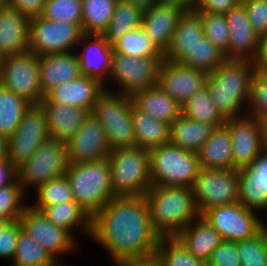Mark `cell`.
<instances>
[{
  "instance_id": "6da1fadb",
  "label": "cell",
  "mask_w": 267,
  "mask_h": 266,
  "mask_svg": "<svg viewBox=\"0 0 267 266\" xmlns=\"http://www.w3.org/2000/svg\"><path fill=\"white\" fill-rule=\"evenodd\" d=\"M90 238L106 250L112 262L154 254L161 239L144 196L110 200L92 217Z\"/></svg>"
},
{
  "instance_id": "7a4b0ae2",
  "label": "cell",
  "mask_w": 267,
  "mask_h": 266,
  "mask_svg": "<svg viewBox=\"0 0 267 266\" xmlns=\"http://www.w3.org/2000/svg\"><path fill=\"white\" fill-rule=\"evenodd\" d=\"M255 70L251 60L226 59L208 73L206 88L227 120L246 115Z\"/></svg>"
},
{
  "instance_id": "3957f363",
  "label": "cell",
  "mask_w": 267,
  "mask_h": 266,
  "mask_svg": "<svg viewBox=\"0 0 267 266\" xmlns=\"http://www.w3.org/2000/svg\"><path fill=\"white\" fill-rule=\"evenodd\" d=\"M144 198L153 228L160 237H176L200 216L192 188L152 185Z\"/></svg>"
},
{
  "instance_id": "277c9868",
  "label": "cell",
  "mask_w": 267,
  "mask_h": 266,
  "mask_svg": "<svg viewBox=\"0 0 267 266\" xmlns=\"http://www.w3.org/2000/svg\"><path fill=\"white\" fill-rule=\"evenodd\" d=\"M64 175L70 183L74 201L91 218L114 198L108 158L86 163H68Z\"/></svg>"
},
{
  "instance_id": "5b68a950",
  "label": "cell",
  "mask_w": 267,
  "mask_h": 266,
  "mask_svg": "<svg viewBox=\"0 0 267 266\" xmlns=\"http://www.w3.org/2000/svg\"><path fill=\"white\" fill-rule=\"evenodd\" d=\"M107 158L113 196H144L152 186L149 151L139 146L118 148Z\"/></svg>"
},
{
  "instance_id": "8992f818",
  "label": "cell",
  "mask_w": 267,
  "mask_h": 266,
  "mask_svg": "<svg viewBox=\"0 0 267 266\" xmlns=\"http://www.w3.org/2000/svg\"><path fill=\"white\" fill-rule=\"evenodd\" d=\"M151 184L192 188L200 168L198 155L170 142L149 151Z\"/></svg>"
},
{
  "instance_id": "52a82bcc",
  "label": "cell",
  "mask_w": 267,
  "mask_h": 266,
  "mask_svg": "<svg viewBox=\"0 0 267 266\" xmlns=\"http://www.w3.org/2000/svg\"><path fill=\"white\" fill-rule=\"evenodd\" d=\"M132 97L104 90L91 113L105 130L111 150L136 146L132 122Z\"/></svg>"
},
{
  "instance_id": "ba28073f",
  "label": "cell",
  "mask_w": 267,
  "mask_h": 266,
  "mask_svg": "<svg viewBox=\"0 0 267 266\" xmlns=\"http://www.w3.org/2000/svg\"><path fill=\"white\" fill-rule=\"evenodd\" d=\"M67 167V143L49 138L17 168L18 183L27 194L28 189L36 190L49 180L63 176Z\"/></svg>"
},
{
  "instance_id": "9c48e42d",
  "label": "cell",
  "mask_w": 267,
  "mask_h": 266,
  "mask_svg": "<svg viewBox=\"0 0 267 266\" xmlns=\"http://www.w3.org/2000/svg\"><path fill=\"white\" fill-rule=\"evenodd\" d=\"M163 60L164 57H134L114 53L110 78L104 89L131 96L139 90L155 86L158 84L159 69ZM111 82H114V87L118 85L116 91L108 87Z\"/></svg>"
},
{
  "instance_id": "30bf717a",
  "label": "cell",
  "mask_w": 267,
  "mask_h": 266,
  "mask_svg": "<svg viewBox=\"0 0 267 266\" xmlns=\"http://www.w3.org/2000/svg\"><path fill=\"white\" fill-rule=\"evenodd\" d=\"M0 85L31 105H39L42 93L38 55L30 50L0 59Z\"/></svg>"
},
{
  "instance_id": "8fae6325",
  "label": "cell",
  "mask_w": 267,
  "mask_h": 266,
  "mask_svg": "<svg viewBox=\"0 0 267 266\" xmlns=\"http://www.w3.org/2000/svg\"><path fill=\"white\" fill-rule=\"evenodd\" d=\"M82 35L76 23L49 21L42 16L31 18L29 50L38 56L75 51Z\"/></svg>"
},
{
  "instance_id": "7c38bea8",
  "label": "cell",
  "mask_w": 267,
  "mask_h": 266,
  "mask_svg": "<svg viewBox=\"0 0 267 266\" xmlns=\"http://www.w3.org/2000/svg\"><path fill=\"white\" fill-rule=\"evenodd\" d=\"M238 179V169L201 168L192 187L199 214L213 207L237 203Z\"/></svg>"
},
{
  "instance_id": "4fadbf2b",
  "label": "cell",
  "mask_w": 267,
  "mask_h": 266,
  "mask_svg": "<svg viewBox=\"0 0 267 266\" xmlns=\"http://www.w3.org/2000/svg\"><path fill=\"white\" fill-rule=\"evenodd\" d=\"M201 216L225 241L248 240L261 232L258 212L239 202L207 209Z\"/></svg>"
},
{
  "instance_id": "5bb4252c",
  "label": "cell",
  "mask_w": 267,
  "mask_h": 266,
  "mask_svg": "<svg viewBox=\"0 0 267 266\" xmlns=\"http://www.w3.org/2000/svg\"><path fill=\"white\" fill-rule=\"evenodd\" d=\"M49 138L43 107L40 104L31 105L9 138L7 159L18 168Z\"/></svg>"
},
{
  "instance_id": "9a60e30c",
  "label": "cell",
  "mask_w": 267,
  "mask_h": 266,
  "mask_svg": "<svg viewBox=\"0 0 267 266\" xmlns=\"http://www.w3.org/2000/svg\"><path fill=\"white\" fill-rule=\"evenodd\" d=\"M232 139L233 169L248 166L266 148V126L259 119L243 115L224 124Z\"/></svg>"
},
{
  "instance_id": "2e32d148",
  "label": "cell",
  "mask_w": 267,
  "mask_h": 266,
  "mask_svg": "<svg viewBox=\"0 0 267 266\" xmlns=\"http://www.w3.org/2000/svg\"><path fill=\"white\" fill-rule=\"evenodd\" d=\"M19 220L22 230L46 249L59 263L64 264L60 257L77 250L78 240L65 229L52 224L42 212L28 206Z\"/></svg>"
},
{
  "instance_id": "e0dca14e",
  "label": "cell",
  "mask_w": 267,
  "mask_h": 266,
  "mask_svg": "<svg viewBox=\"0 0 267 266\" xmlns=\"http://www.w3.org/2000/svg\"><path fill=\"white\" fill-rule=\"evenodd\" d=\"M208 73L180 62L163 60L159 69L158 85L179 105L206 87Z\"/></svg>"
},
{
  "instance_id": "ac0fdd59",
  "label": "cell",
  "mask_w": 267,
  "mask_h": 266,
  "mask_svg": "<svg viewBox=\"0 0 267 266\" xmlns=\"http://www.w3.org/2000/svg\"><path fill=\"white\" fill-rule=\"evenodd\" d=\"M67 143L68 163H86L107 158L111 152L102 125L89 113Z\"/></svg>"
},
{
  "instance_id": "d6986e66",
  "label": "cell",
  "mask_w": 267,
  "mask_h": 266,
  "mask_svg": "<svg viewBox=\"0 0 267 266\" xmlns=\"http://www.w3.org/2000/svg\"><path fill=\"white\" fill-rule=\"evenodd\" d=\"M75 52L81 76L92 77L105 85L112 69L114 54L112 45L102 35L83 34Z\"/></svg>"
},
{
  "instance_id": "ffe728a7",
  "label": "cell",
  "mask_w": 267,
  "mask_h": 266,
  "mask_svg": "<svg viewBox=\"0 0 267 266\" xmlns=\"http://www.w3.org/2000/svg\"><path fill=\"white\" fill-rule=\"evenodd\" d=\"M238 172V202L260 213L267 203V148Z\"/></svg>"
},
{
  "instance_id": "44dd1931",
  "label": "cell",
  "mask_w": 267,
  "mask_h": 266,
  "mask_svg": "<svg viewBox=\"0 0 267 266\" xmlns=\"http://www.w3.org/2000/svg\"><path fill=\"white\" fill-rule=\"evenodd\" d=\"M97 79L88 76L59 84L51 90L41 103H60L74 106L91 113L98 96L104 91Z\"/></svg>"
},
{
  "instance_id": "7402d4cb",
  "label": "cell",
  "mask_w": 267,
  "mask_h": 266,
  "mask_svg": "<svg viewBox=\"0 0 267 266\" xmlns=\"http://www.w3.org/2000/svg\"><path fill=\"white\" fill-rule=\"evenodd\" d=\"M229 33V59L252 60L259 35L254 31L242 3L225 14Z\"/></svg>"
},
{
  "instance_id": "603a6c76",
  "label": "cell",
  "mask_w": 267,
  "mask_h": 266,
  "mask_svg": "<svg viewBox=\"0 0 267 266\" xmlns=\"http://www.w3.org/2000/svg\"><path fill=\"white\" fill-rule=\"evenodd\" d=\"M29 22L14 7H0V59L29 50Z\"/></svg>"
},
{
  "instance_id": "cb8c5ba5",
  "label": "cell",
  "mask_w": 267,
  "mask_h": 266,
  "mask_svg": "<svg viewBox=\"0 0 267 266\" xmlns=\"http://www.w3.org/2000/svg\"><path fill=\"white\" fill-rule=\"evenodd\" d=\"M41 89L44 96L59 84L81 76L75 51L38 56Z\"/></svg>"
},
{
  "instance_id": "d4e9b609",
  "label": "cell",
  "mask_w": 267,
  "mask_h": 266,
  "mask_svg": "<svg viewBox=\"0 0 267 266\" xmlns=\"http://www.w3.org/2000/svg\"><path fill=\"white\" fill-rule=\"evenodd\" d=\"M183 13L179 8L157 4L143 11L141 26L163 54L170 46L177 22Z\"/></svg>"
},
{
  "instance_id": "484cf974",
  "label": "cell",
  "mask_w": 267,
  "mask_h": 266,
  "mask_svg": "<svg viewBox=\"0 0 267 266\" xmlns=\"http://www.w3.org/2000/svg\"><path fill=\"white\" fill-rule=\"evenodd\" d=\"M46 115L49 137L68 142L90 113L84 109L60 103H41Z\"/></svg>"
},
{
  "instance_id": "4316f807",
  "label": "cell",
  "mask_w": 267,
  "mask_h": 266,
  "mask_svg": "<svg viewBox=\"0 0 267 266\" xmlns=\"http://www.w3.org/2000/svg\"><path fill=\"white\" fill-rule=\"evenodd\" d=\"M203 36L200 14L195 11L184 12L177 22L170 46L164 53V59L181 62Z\"/></svg>"
},
{
  "instance_id": "83f0119b",
  "label": "cell",
  "mask_w": 267,
  "mask_h": 266,
  "mask_svg": "<svg viewBox=\"0 0 267 266\" xmlns=\"http://www.w3.org/2000/svg\"><path fill=\"white\" fill-rule=\"evenodd\" d=\"M176 238L192 255L205 263L223 241L220 234L201 215L189 223Z\"/></svg>"
},
{
  "instance_id": "f1b7e54d",
  "label": "cell",
  "mask_w": 267,
  "mask_h": 266,
  "mask_svg": "<svg viewBox=\"0 0 267 266\" xmlns=\"http://www.w3.org/2000/svg\"><path fill=\"white\" fill-rule=\"evenodd\" d=\"M40 211L55 226L68 231L76 240L75 233L85 234L90 240L91 217L74 200L62 202L48 207H31ZM78 229V230H76Z\"/></svg>"
},
{
  "instance_id": "f546056e",
  "label": "cell",
  "mask_w": 267,
  "mask_h": 266,
  "mask_svg": "<svg viewBox=\"0 0 267 266\" xmlns=\"http://www.w3.org/2000/svg\"><path fill=\"white\" fill-rule=\"evenodd\" d=\"M131 97L133 105L138 110L169 125L182 113L181 105L164 92L158 84L139 90Z\"/></svg>"
},
{
  "instance_id": "4dcf8cb0",
  "label": "cell",
  "mask_w": 267,
  "mask_h": 266,
  "mask_svg": "<svg viewBox=\"0 0 267 266\" xmlns=\"http://www.w3.org/2000/svg\"><path fill=\"white\" fill-rule=\"evenodd\" d=\"M197 155L200 168L233 169L232 139L229 129L225 125L215 128Z\"/></svg>"
},
{
  "instance_id": "1f68e13d",
  "label": "cell",
  "mask_w": 267,
  "mask_h": 266,
  "mask_svg": "<svg viewBox=\"0 0 267 266\" xmlns=\"http://www.w3.org/2000/svg\"><path fill=\"white\" fill-rule=\"evenodd\" d=\"M214 129L212 125L196 122L181 113L170 125V143L197 154Z\"/></svg>"
},
{
  "instance_id": "d6a6232c",
  "label": "cell",
  "mask_w": 267,
  "mask_h": 266,
  "mask_svg": "<svg viewBox=\"0 0 267 266\" xmlns=\"http://www.w3.org/2000/svg\"><path fill=\"white\" fill-rule=\"evenodd\" d=\"M132 122L136 146L150 151L170 142V125L141 112L134 105Z\"/></svg>"
},
{
  "instance_id": "836d02e7",
  "label": "cell",
  "mask_w": 267,
  "mask_h": 266,
  "mask_svg": "<svg viewBox=\"0 0 267 266\" xmlns=\"http://www.w3.org/2000/svg\"><path fill=\"white\" fill-rule=\"evenodd\" d=\"M143 10L129 2L118 0L114 14L102 36L112 45L116 40L141 25Z\"/></svg>"
},
{
  "instance_id": "e575fe53",
  "label": "cell",
  "mask_w": 267,
  "mask_h": 266,
  "mask_svg": "<svg viewBox=\"0 0 267 266\" xmlns=\"http://www.w3.org/2000/svg\"><path fill=\"white\" fill-rule=\"evenodd\" d=\"M181 111L185 117L196 122L212 125L214 128L221 127L226 122L206 87L187 100L181 106Z\"/></svg>"
},
{
  "instance_id": "d590c367",
  "label": "cell",
  "mask_w": 267,
  "mask_h": 266,
  "mask_svg": "<svg viewBox=\"0 0 267 266\" xmlns=\"http://www.w3.org/2000/svg\"><path fill=\"white\" fill-rule=\"evenodd\" d=\"M118 0H82L83 34L102 35L106 30Z\"/></svg>"
},
{
  "instance_id": "8d00e7d4",
  "label": "cell",
  "mask_w": 267,
  "mask_h": 266,
  "mask_svg": "<svg viewBox=\"0 0 267 266\" xmlns=\"http://www.w3.org/2000/svg\"><path fill=\"white\" fill-rule=\"evenodd\" d=\"M30 106L26 100L0 85V134L10 138Z\"/></svg>"
},
{
  "instance_id": "74e56055",
  "label": "cell",
  "mask_w": 267,
  "mask_h": 266,
  "mask_svg": "<svg viewBox=\"0 0 267 266\" xmlns=\"http://www.w3.org/2000/svg\"><path fill=\"white\" fill-rule=\"evenodd\" d=\"M11 266H57L59 262L22 229Z\"/></svg>"
},
{
  "instance_id": "f35d334b",
  "label": "cell",
  "mask_w": 267,
  "mask_h": 266,
  "mask_svg": "<svg viewBox=\"0 0 267 266\" xmlns=\"http://www.w3.org/2000/svg\"><path fill=\"white\" fill-rule=\"evenodd\" d=\"M160 266H206L192 255L176 237H161L155 251Z\"/></svg>"
},
{
  "instance_id": "ab89813d",
  "label": "cell",
  "mask_w": 267,
  "mask_h": 266,
  "mask_svg": "<svg viewBox=\"0 0 267 266\" xmlns=\"http://www.w3.org/2000/svg\"><path fill=\"white\" fill-rule=\"evenodd\" d=\"M113 52L134 57H164V54L154 45L140 25L128 32L113 44Z\"/></svg>"
},
{
  "instance_id": "60d3db41",
  "label": "cell",
  "mask_w": 267,
  "mask_h": 266,
  "mask_svg": "<svg viewBox=\"0 0 267 266\" xmlns=\"http://www.w3.org/2000/svg\"><path fill=\"white\" fill-rule=\"evenodd\" d=\"M225 60V54L215 47L209 39L203 36L194 48L188 51V54L180 63L209 73L215 70Z\"/></svg>"
},
{
  "instance_id": "b9f144b4",
  "label": "cell",
  "mask_w": 267,
  "mask_h": 266,
  "mask_svg": "<svg viewBox=\"0 0 267 266\" xmlns=\"http://www.w3.org/2000/svg\"><path fill=\"white\" fill-rule=\"evenodd\" d=\"M34 204L30 207H48L62 202L74 200L70 183L65 175L49 180L44 185L38 187Z\"/></svg>"
},
{
  "instance_id": "7bdbcfd3",
  "label": "cell",
  "mask_w": 267,
  "mask_h": 266,
  "mask_svg": "<svg viewBox=\"0 0 267 266\" xmlns=\"http://www.w3.org/2000/svg\"><path fill=\"white\" fill-rule=\"evenodd\" d=\"M202 19L204 36L229 59L230 33L225 15L198 12Z\"/></svg>"
},
{
  "instance_id": "ee69618b",
  "label": "cell",
  "mask_w": 267,
  "mask_h": 266,
  "mask_svg": "<svg viewBox=\"0 0 267 266\" xmlns=\"http://www.w3.org/2000/svg\"><path fill=\"white\" fill-rule=\"evenodd\" d=\"M26 194L18 181L0 188V222L20 218L23 211L29 206L25 203Z\"/></svg>"
},
{
  "instance_id": "f6af8a7d",
  "label": "cell",
  "mask_w": 267,
  "mask_h": 266,
  "mask_svg": "<svg viewBox=\"0 0 267 266\" xmlns=\"http://www.w3.org/2000/svg\"><path fill=\"white\" fill-rule=\"evenodd\" d=\"M44 19L82 25V0H47L43 13Z\"/></svg>"
},
{
  "instance_id": "bcb514c9",
  "label": "cell",
  "mask_w": 267,
  "mask_h": 266,
  "mask_svg": "<svg viewBox=\"0 0 267 266\" xmlns=\"http://www.w3.org/2000/svg\"><path fill=\"white\" fill-rule=\"evenodd\" d=\"M237 247L241 266H267V233L238 241Z\"/></svg>"
},
{
  "instance_id": "7dc6e473",
  "label": "cell",
  "mask_w": 267,
  "mask_h": 266,
  "mask_svg": "<svg viewBox=\"0 0 267 266\" xmlns=\"http://www.w3.org/2000/svg\"><path fill=\"white\" fill-rule=\"evenodd\" d=\"M246 115L267 121V73H254Z\"/></svg>"
},
{
  "instance_id": "c3c4849f",
  "label": "cell",
  "mask_w": 267,
  "mask_h": 266,
  "mask_svg": "<svg viewBox=\"0 0 267 266\" xmlns=\"http://www.w3.org/2000/svg\"><path fill=\"white\" fill-rule=\"evenodd\" d=\"M21 229L19 218L0 222V259L12 262Z\"/></svg>"
},
{
  "instance_id": "681fc988",
  "label": "cell",
  "mask_w": 267,
  "mask_h": 266,
  "mask_svg": "<svg viewBox=\"0 0 267 266\" xmlns=\"http://www.w3.org/2000/svg\"><path fill=\"white\" fill-rule=\"evenodd\" d=\"M248 19L259 35L267 34V0H241Z\"/></svg>"
},
{
  "instance_id": "f907efd6",
  "label": "cell",
  "mask_w": 267,
  "mask_h": 266,
  "mask_svg": "<svg viewBox=\"0 0 267 266\" xmlns=\"http://www.w3.org/2000/svg\"><path fill=\"white\" fill-rule=\"evenodd\" d=\"M206 266H241L237 242L223 240L211 253Z\"/></svg>"
},
{
  "instance_id": "816d5d0a",
  "label": "cell",
  "mask_w": 267,
  "mask_h": 266,
  "mask_svg": "<svg viewBox=\"0 0 267 266\" xmlns=\"http://www.w3.org/2000/svg\"><path fill=\"white\" fill-rule=\"evenodd\" d=\"M240 3L241 0H194L193 11L225 15Z\"/></svg>"
},
{
  "instance_id": "f5cc1de1",
  "label": "cell",
  "mask_w": 267,
  "mask_h": 266,
  "mask_svg": "<svg viewBox=\"0 0 267 266\" xmlns=\"http://www.w3.org/2000/svg\"><path fill=\"white\" fill-rule=\"evenodd\" d=\"M46 2L47 0H7V5L31 19L42 15Z\"/></svg>"
},
{
  "instance_id": "db71d44e",
  "label": "cell",
  "mask_w": 267,
  "mask_h": 266,
  "mask_svg": "<svg viewBox=\"0 0 267 266\" xmlns=\"http://www.w3.org/2000/svg\"><path fill=\"white\" fill-rule=\"evenodd\" d=\"M252 66L255 72L267 73V34L260 36Z\"/></svg>"
},
{
  "instance_id": "11a10c76",
  "label": "cell",
  "mask_w": 267,
  "mask_h": 266,
  "mask_svg": "<svg viewBox=\"0 0 267 266\" xmlns=\"http://www.w3.org/2000/svg\"><path fill=\"white\" fill-rule=\"evenodd\" d=\"M18 181L17 168L6 158L0 160V188Z\"/></svg>"
},
{
  "instance_id": "9f6ffc18",
  "label": "cell",
  "mask_w": 267,
  "mask_h": 266,
  "mask_svg": "<svg viewBox=\"0 0 267 266\" xmlns=\"http://www.w3.org/2000/svg\"><path fill=\"white\" fill-rule=\"evenodd\" d=\"M113 266H160L156 254L145 257L121 259L112 262Z\"/></svg>"
},
{
  "instance_id": "6f0895ef",
  "label": "cell",
  "mask_w": 267,
  "mask_h": 266,
  "mask_svg": "<svg viewBox=\"0 0 267 266\" xmlns=\"http://www.w3.org/2000/svg\"><path fill=\"white\" fill-rule=\"evenodd\" d=\"M194 0H156L157 5H167L179 8L183 12L193 11Z\"/></svg>"
},
{
  "instance_id": "680465c9",
  "label": "cell",
  "mask_w": 267,
  "mask_h": 266,
  "mask_svg": "<svg viewBox=\"0 0 267 266\" xmlns=\"http://www.w3.org/2000/svg\"><path fill=\"white\" fill-rule=\"evenodd\" d=\"M123 1L133 4L135 7H138L143 11L151 7L153 4H156V0H123Z\"/></svg>"
},
{
  "instance_id": "91938a15",
  "label": "cell",
  "mask_w": 267,
  "mask_h": 266,
  "mask_svg": "<svg viewBox=\"0 0 267 266\" xmlns=\"http://www.w3.org/2000/svg\"><path fill=\"white\" fill-rule=\"evenodd\" d=\"M9 138L0 134V160L8 156Z\"/></svg>"
},
{
  "instance_id": "94428289",
  "label": "cell",
  "mask_w": 267,
  "mask_h": 266,
  "mask_svg": "<svg viewBox=\"0 0 267 266\" xmlns=\"http://www.w3.org/2000/svg\"><path fill=\"white\" fill-rule=\"evenodd\" d=\"M263 212V213H262ZM266 214L267 213V203L265 205V207L260 211L259 214ZM267 217V215H265ZM262 217L260 216V229L262 232H265L267 233V221L266 219L264 218V220L261 219Z\"/></svg>"
},
{
  "instance_id": "6125c7cd",
  "label": "cell",
  "mask_w": 267,
  "mask_h": 266,
  "mask_svg": "<svg viewBox=\"0 0 267 266\" xmlns=\"http://www.w3.org/2000/svg\"><path fill=\"white\" fill-rule=\"evenodd\" d=\"M7 4V0H0V7Z\"/></svg>"
},
{
  "instance_id": "be15d7a7",
  "label": "cell",
  "mask_w": 267,
  "mask_h": 266,
  "mask_svg": "<svg viewBox=\"0 0 267 266\" xmlns=\"http://www.w3.org/2000/svg\"><path fill=\"white\" fill-rule=\"evenodd\" d=\"M265 126H266V148H267V121L265 122Z\"/></svg>"
},
{
  "instance_id": "e7e4bbea",
  "label": "cell",
  "mask_w": 267,
  "mask_h": 266,
  "mask_svg": "<svg viewBox=\"0 0 267 266\" xmlns=\"http://www.w3.org/2000/svg\"><path fill=\"white\" fill-rule=\"evenodd\" d=\"M57 266H66V265H63V263H59Z\"/></svg>"
}]
</instances>
